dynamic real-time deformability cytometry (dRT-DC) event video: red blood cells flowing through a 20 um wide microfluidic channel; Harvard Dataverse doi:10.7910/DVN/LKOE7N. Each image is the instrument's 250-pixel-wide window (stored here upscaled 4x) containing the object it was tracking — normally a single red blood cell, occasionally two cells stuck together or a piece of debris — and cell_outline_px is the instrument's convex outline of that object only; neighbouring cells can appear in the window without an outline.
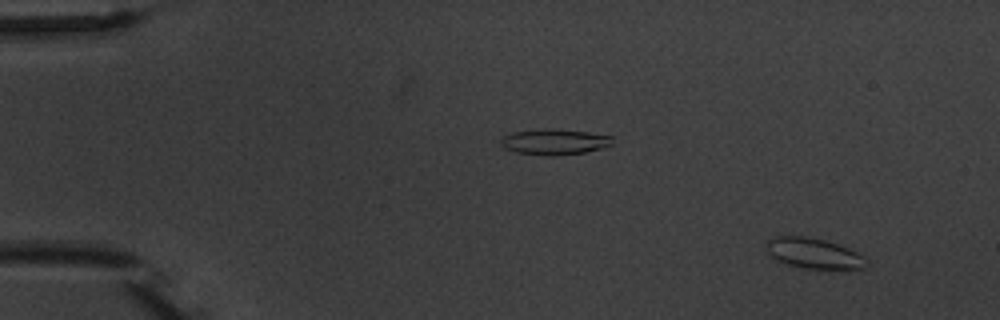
{"species": "common noctule bat (a hibernating species)", "species_latin": "Nyctalus noctula", "temperature_condition": "warm", "stored_images_in_passage": 5, "camera_frame_rate_fps": 3000, "um_per_image_px": 0.085, "animal": {"sex": "male", "body_mass_g": 20.1, "forearm_length_mm": 53.5}, "frame": {"image": 1, "passage_image": 1, "time_ms": 0.0, "image_size_px": [1000, 320], "cell_outline_px": [[868, 264], [864, 268], [804, 268], [788, 264], [772, 256], [768, 252], [764, 244], [772, 236], [804, 236], [824, 240], [848, 248], [864, 256], [868, 260]], "centroid_in_image_um": [69.16, 21.51], "position_along_channel_um": 15.8, "area_um2": 17.46}}
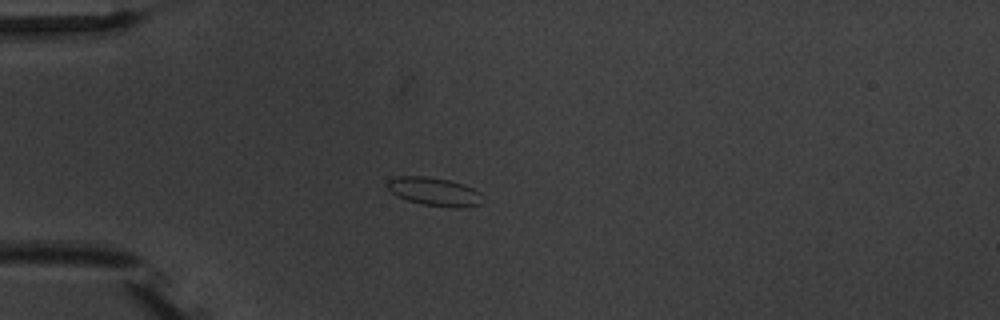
{"frame": {"image": 2, "passage_image": 4, "time_ms": 3.667, "image_size_px": [1000, 320], "cell_outline_px": [[480, 204], [460, 208], [452, 208], [424, 204], [408, 200], [396, 196], [384, 184], [388, 180], [400, 176], [428, 176], [448, 180], [464, 184], [480, 192]], "centroid_in_image_um": [36.89, 16.28], "position_along_channel_um": 48.1, "area_um2": 15.66}}